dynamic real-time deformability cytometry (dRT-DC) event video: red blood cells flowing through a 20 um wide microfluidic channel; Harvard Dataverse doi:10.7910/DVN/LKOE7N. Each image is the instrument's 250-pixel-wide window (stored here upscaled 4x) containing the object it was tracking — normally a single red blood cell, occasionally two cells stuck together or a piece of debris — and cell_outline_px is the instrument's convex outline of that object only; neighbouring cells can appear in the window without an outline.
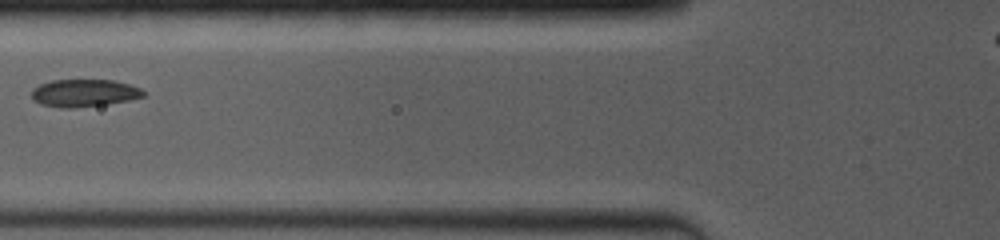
{"species": "common noctule bat (a hibernating species)", "species_latin": "Nyctalus noctula", "temperature_condition": "room temperature", "stored_images_in_passage": 21, "camera_frame_rate_fps": 4000, "um_per_image_px": 0.085, "animal": {"sex": "female", "body_mass_g": 19.0, "forearm_length_mm": 53.3}, "frame": {"image": 1, "passage_image": 4, "time_ms": 1.75, "image_size_px": [1000, 240], "cell_outline_px": [[144, 96], [128, 100], [108, 104], [76, 108], [60, 108], [40, 104], [32, 100], [32, 88], [40, 84], [52, 80], [112, 80], [128, 84], [140, 88], [144, 92]], "centroid_in_image_um": [7.1, 7.91], "position_along_channel_um": 118.7, "area_um2": 17.98}}
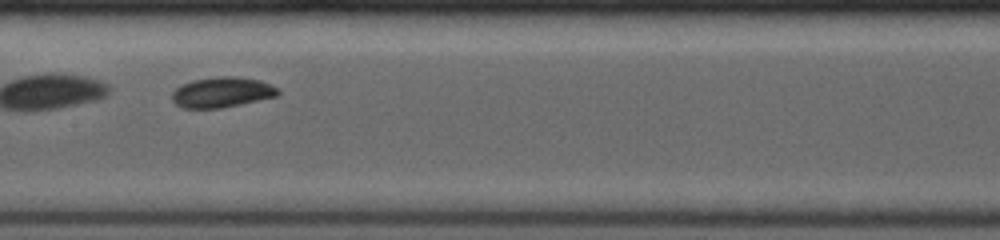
{"frame": {"image": 2, "passage_image": 7, "time_ms": 3.5, "image_size_px": [1000, 240], "cell_outline_px": [[280, 92], [276, 96], [240, 104], [220, 108], [184, 108], [176, 104], [172, 100], [172, 92], [180, 84], [192, 80], [216, 76], [236, 76], [260, 80], [280, 88]], "centroid_in_image_um": [18.86, 7.82], "position_along_channel_um": 188.5, "area_um2": 18.84}}